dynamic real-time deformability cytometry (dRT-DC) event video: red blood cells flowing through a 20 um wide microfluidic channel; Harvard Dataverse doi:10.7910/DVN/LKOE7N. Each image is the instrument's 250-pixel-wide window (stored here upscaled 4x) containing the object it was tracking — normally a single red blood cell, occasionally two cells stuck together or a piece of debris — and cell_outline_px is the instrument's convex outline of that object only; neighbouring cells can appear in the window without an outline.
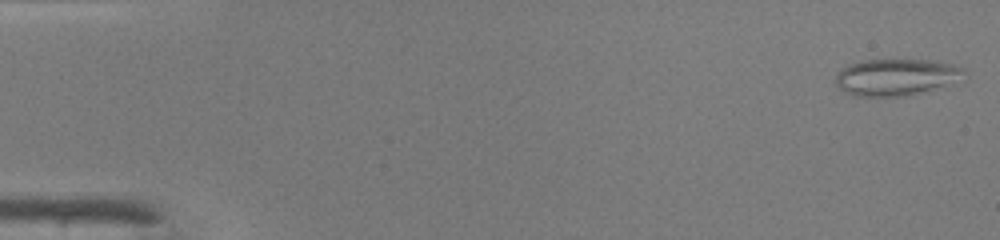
{"species": "common noctule bat (a hibernating species)", "species_latin": "Nyctalus noctula", "temperature_condition": "warm", "stored_images_in_passage": 47, "camera_frame_rate_fps": 3000, "um_per_image_px": 0.085, "animal": {"sex": "male", "body_mass_g": 19.0, "forearm_length_mm": 50.8}, "frame": {"image": 1, "passage_image": 1, "time_ms": 0.0, "image_size_px": [1000, 240], "cell_outline_px": [[964, 72], [944, 84], [928, 92], [908, 96], [852, 96], [844, 92], [836, 84], [836, 76], [848, 64], [864, 60], [928, 60], [952, 64], [964, 68]], "centroid_in_image_um": [76.08, 6.57], "position_along_channel_um": 8.9, "area_um2": 26.93}}
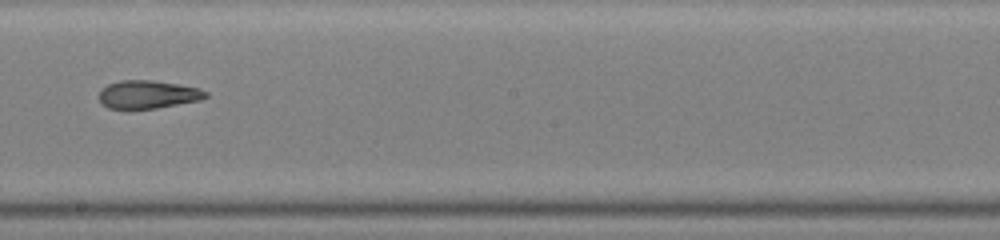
{"frame": {"image": 2, "passage_image": 27, "time_ms": 8.667, "image_size_px": [1000, 240], "cell_outline_px": [[208, 96], [200, 100], [156, 108], [128, 112], [108, 108], [100, 100], [100, 92], [108, 84], [120, 80], [152, 80], [176, 84], [196, 88], [208, 92]], "centroid_in_image_um": [12.52, 8.07], "position_along_channel_um": 235.7, "area_um2": 17.74}}
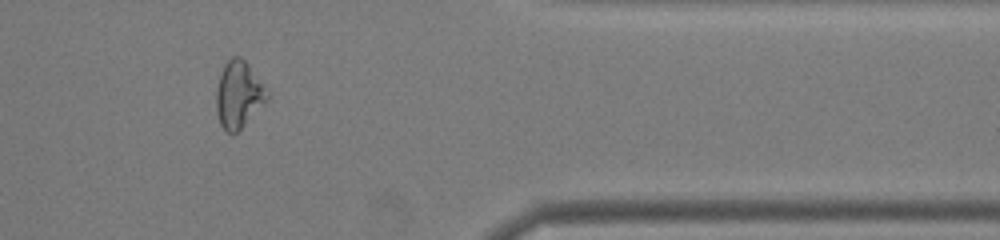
{"frame": {"image": 3, "passage_image": 39, "time_ms": 12.667, "image_size_px": [1000, 240], "cell_outline_px": [[268, 100], [232, 136], [220, 124], [216, 112], [216, 92], [220, 76], [224, 64], [232, 56], [240, 56], [248, 64], [268, 92]], "centroid_in_image_um": [20.26, 8.04], "position_along_channel_um": 391.1, "area_um2": 19.48}}